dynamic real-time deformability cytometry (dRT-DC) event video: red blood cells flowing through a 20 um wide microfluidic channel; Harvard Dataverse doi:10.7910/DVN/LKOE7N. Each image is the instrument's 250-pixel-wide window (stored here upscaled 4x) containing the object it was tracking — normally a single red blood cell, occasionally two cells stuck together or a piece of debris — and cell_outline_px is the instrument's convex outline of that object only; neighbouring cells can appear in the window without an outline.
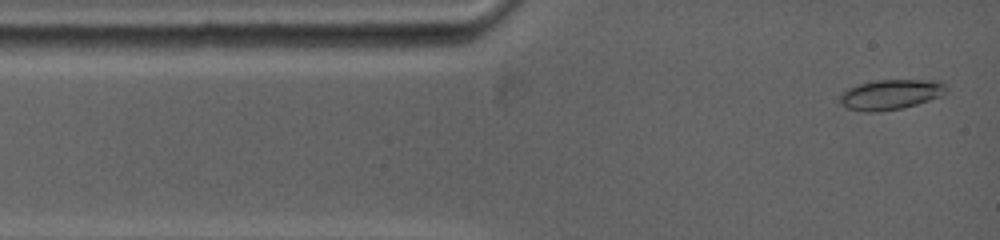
{"species": "common noctule bat (a hibernating species)", "species_latin": "Nyctalus noctula", "temperature_condition": "warm", "stored_images_in_passage": 42, "camera_frame_rate_fps": 5000, "um_per_image_px": 0.085, "animal": {"sex": "female", "body_mass_g": 19.0, "forearm_length_mm": 53.3}, "frame": {"image": 1, "passage_image": 1, "time_ms": 0.0, "image_size_px": [1000, 240], "cell_outline_px": [[944, 96], [916, 104], [900, 108], [872, 112], [864, 112], [848, 108], [840, 100], [840, 96], [848, 88], [860, 84], [876, 80], [940, 80], [944, 84]], "centroid_in_image_um": [75.73, 8.02], "position_along_channel_um": 9.3, "area_um2": 18.32}}
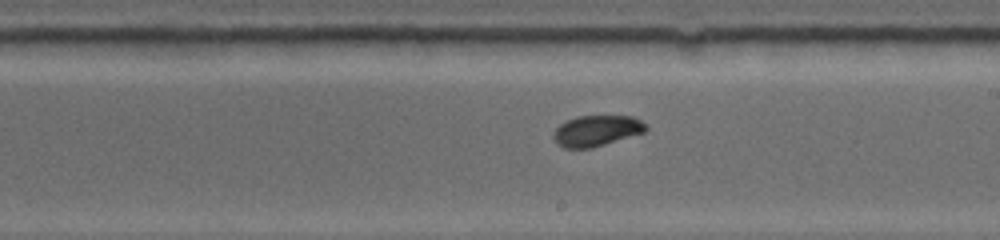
{"frame": {"image": 2, "passage_image": 19, "time_ms": 7.0, "image_size_px": [1000, 240], "cell_outline_px": [[648, 128], [644, 132], [592, 148], [564, 148], [556, 144], [552, 136], [552, 132], [560, 124], [576, 116], [632, 116], [640, 120]], "centroid_in_image_um": [50.66, 11.12], "position_along_channel_um": 238.3, "area_um2": 16.59}}
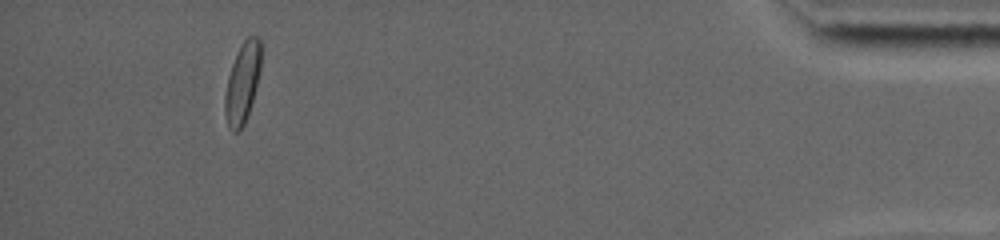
{"frame": {"image": 3, "passage_image": 37, "time_ms": 13.8, "image_size_px": [1000, 240], "cell_outline_px": [[264, 44], [260, 72], [248, 116], [240, 132], [232, 132], [228, 128], [224, 112], [224, 96], [228, 76], [232, 64], [240, 44], [248, 36], [256, 36]], "centroid_in_image_um": [20.63, 7.02], "position_along_channel_um": 414.6, "area_um2": 17.51}, "authors_computed_cell_mechanics": {"area_um2": 16.8776, "velocity_mm_per_s": 3.8563, "shape_relaxation_time_tau1_ms": 4.1489, "shape_relaxation_time_tau2_ms": 7.302, "deformation_change_tau1": 0.0868, "deformation_change_tau2": 0.0855}}